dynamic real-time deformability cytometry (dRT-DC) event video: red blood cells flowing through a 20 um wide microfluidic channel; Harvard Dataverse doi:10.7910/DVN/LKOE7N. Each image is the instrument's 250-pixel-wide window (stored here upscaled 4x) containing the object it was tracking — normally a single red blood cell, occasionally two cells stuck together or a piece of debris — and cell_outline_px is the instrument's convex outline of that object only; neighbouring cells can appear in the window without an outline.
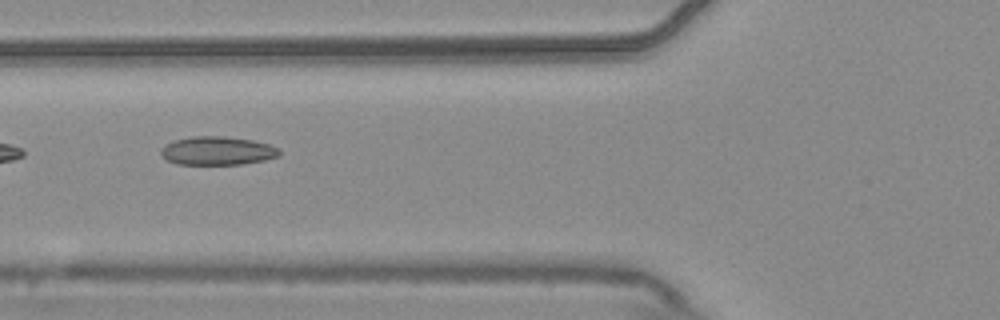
{"species": "common noctule bat (a hibernating species)", "species_latin": "Nyctalus noctula", "temperature_condition": "warm", "stored_images_in_passage": 6, "camera_frame_rate_fps": 3000, "um_per_image_px": 0.085, "animal": {"sex": "male", "body_mass_g": 20.4}, "frame": {"image": 1, "passage_image": 5, "time_ms": 1.333, "image_size_px": [1000, 320], "cell_outline_px": [[280, 156], [264, 160], [244, 164], [176, 164], [168, 160], [160, 152], [160, 148], [164, 144], [172, 140], [192, 136], [224, 136], [252, 140], [268, 144], [280, 148]], "centroid_in_image_um": [18.47, 12.81], "position_along_channel_um": 107.3, "area_um2": 19.83}}
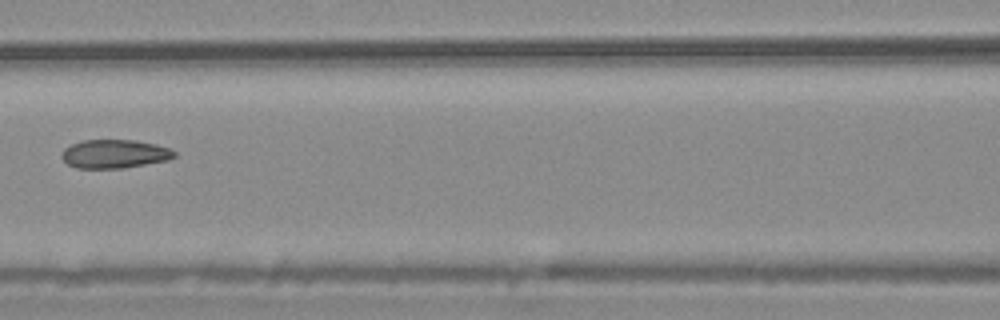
{"frame": {"image": 2, "passage_image": 6, "time_ms": 1.667, "image_size_px": [1000, 320], "cell_outline_px": [[176, 156], [168, 160], [120, 168], [76, 168], [68, 164], [60, 156], [64, 148], [72, 144], [84, 140], [136, 140], [156, 144], [168, 148], [176, 152]], "centroid_in_image_um": [9.72, 13.07], "position_along_channel_um": 156.9, "area_um2": 18.67}}